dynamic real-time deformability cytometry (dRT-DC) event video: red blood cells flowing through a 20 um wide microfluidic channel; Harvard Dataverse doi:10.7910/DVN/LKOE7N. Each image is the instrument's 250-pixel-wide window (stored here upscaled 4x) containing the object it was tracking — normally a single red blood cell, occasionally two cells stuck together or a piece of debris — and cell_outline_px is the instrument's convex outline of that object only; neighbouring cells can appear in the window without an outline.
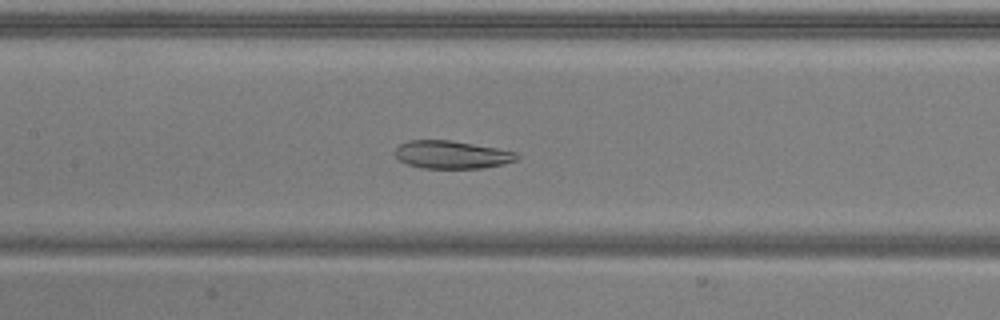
{"species": "common noctule bat (a hibernating species)", "species_latin": "Nyctalus noctula", "temperature_condition": "warm", "stored_images_in_passage": 34, "camera_frame_rate_fps": 3000, "um_per_image_px": 0.085, "animal": {"sex": "male", "body_mass_g": 20.5, "forearm_length_mm": 52.5}, "frame": {"image": 1, "passage_image": 14, "time_ms": 4.333, "image_size_px": [1000, 320], "cell_outline_px": [[520, 156], [516, 160], [504, 164], [484, 168], [420, 168], [408, 164], [400, 160], [396, 156], [396, 148], [400, 144], [408, 140], [448, 140], [520, 152]], "centroid_in_image_um": [38.44, 13.15], "position_along_channel_um": 169.0, "area_um2": 19.77}}
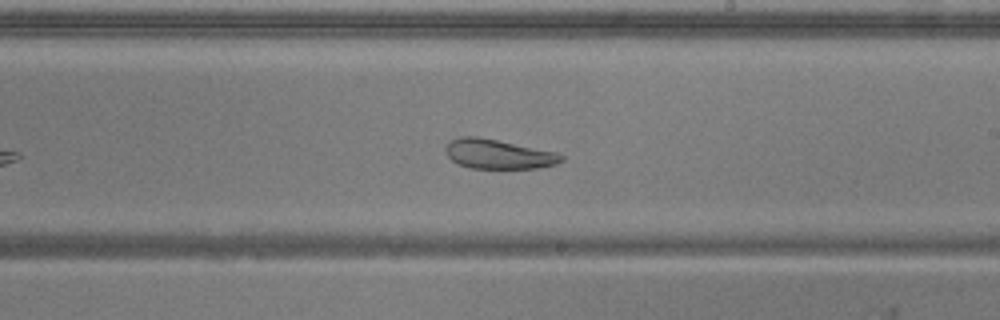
{"frame": {"image": 2, "passage_image": 20, "time_ms": 6.333, "image_size_px": [1000, 320], "cell_outline_px": [[564, 160], [556, 164], [536, 168], [468, 168], [456, 164], [448, 156], [444, 148], [452, 140], [460, 136], [476, 136], [556, 152], [564, 156]], "centroid_in_image_um": [42.33, 13.11], "position_along_channel_um": 246.7, "area_um2": 19.77}}
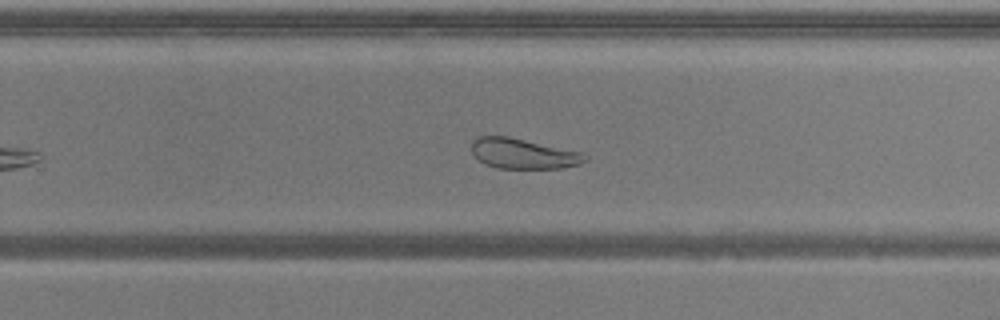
{"frame": {"image": 3, "passage_image": 23, "time_ms": 7.333, "image_size_px": [1000, 320], "cell_outline_px": [[588, 160], [580, 164], [564, 168], [496, 168], [484, 164], [472, 152], [472, 140], [480, 136], [508, 136], [584, 152], [588, 156]], "centroid_in_image_um": [44.53, 13.06], "position_along_channel_um": 285.3, "area_um2": 20.17}, "authors_computed_cell_mechanics": {"area_um2": 22.3108, "velocity_mm_per_s": 3.8975, "shape_relaxation_time_tau1_ms": null, "shape_relaxation_time_tau2_ms": 4.0209, "deformation_change_tau1": null, "deformation_change_tau2": 0.1193}}